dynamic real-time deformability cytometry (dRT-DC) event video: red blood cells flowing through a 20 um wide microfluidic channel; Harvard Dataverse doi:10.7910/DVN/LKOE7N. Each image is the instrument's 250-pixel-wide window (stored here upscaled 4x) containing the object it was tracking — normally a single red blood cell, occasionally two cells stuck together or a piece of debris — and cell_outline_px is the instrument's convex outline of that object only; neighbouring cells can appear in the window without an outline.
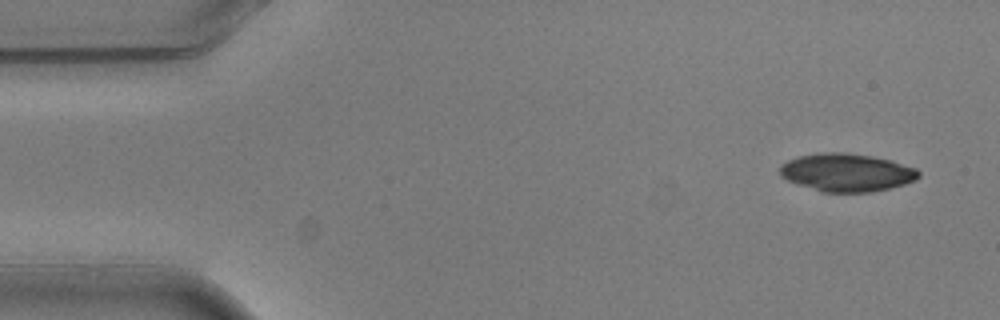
{"species": "common noctule bat (a hibernating species)", "species_latin": "Nyctalus noctula", "temperature_condition": "warm", "stored_images_in_passage": 4, "camera_frame_rate_fps": 3000, "um_per_image_px": 0.085, "animal": {"sex": "male", "body_mass_g": 20.5, "forearm_length_mm": 52.5}, "frame": {"image": 1, "passage_image": 1, "time_ms": 0.0, "image_size_px": [1000, 320], "cell_outline_px": [[920, 176], [916, 180], [904, 184], [872, 192], [824, 192], [788, 180], [780, 176], [780, 164], [788, 160], [800, 156], [820, 152], [844, 152], [872, 156], [892, 160], [916, 168], [920, 172]], "centroid_in_image_um": [71.99, 14.65], "position_along_channel_um": 13.0, "area_um2": 30.63}}